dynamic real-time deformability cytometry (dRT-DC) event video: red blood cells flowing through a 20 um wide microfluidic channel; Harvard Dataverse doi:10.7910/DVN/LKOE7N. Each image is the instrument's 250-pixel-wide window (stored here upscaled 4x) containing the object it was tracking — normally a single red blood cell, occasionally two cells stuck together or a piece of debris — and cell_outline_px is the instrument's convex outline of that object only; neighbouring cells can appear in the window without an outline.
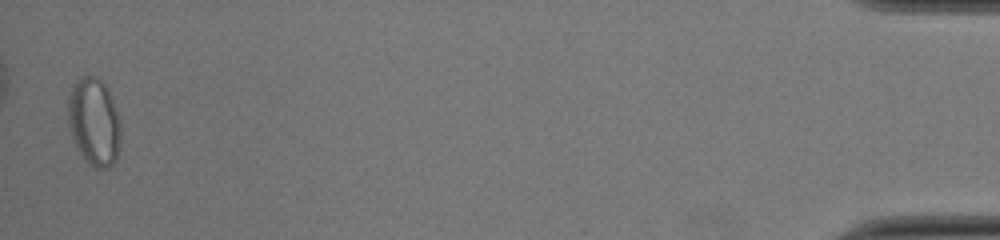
{"species": "common noctule bat (a hibernating species)", "species_latin": "Nyctalus noctula", "temperature_condition": "cold", "stored_images_in_passage": 51, "segment_of_instrument_passage": [2, 3], "camera_frame_rate_fps": 3000, "um_per_image_px": 0.085, "animal": {"sex": "female", "body_mass_g": 22.0, "forearm_length_mm": 56.7}, "frame": {"image": 1, "passage_image": 49, "time_ms": 16.0, "image_size_px": [1000, 240], "cell_outline_px": [[120, 140], [116, 160], [108, 168], [96, 168], [76, 148], [72, 140], [68, 124], [68, 96], [72, 84], [76, 80], [84, 76], [96, 76], [108, 88], [120, 124]], "centroid_in_image_um": [7.97, 10.33], "position_along_channel_um": 427.2, "area_um2": 26.82}}